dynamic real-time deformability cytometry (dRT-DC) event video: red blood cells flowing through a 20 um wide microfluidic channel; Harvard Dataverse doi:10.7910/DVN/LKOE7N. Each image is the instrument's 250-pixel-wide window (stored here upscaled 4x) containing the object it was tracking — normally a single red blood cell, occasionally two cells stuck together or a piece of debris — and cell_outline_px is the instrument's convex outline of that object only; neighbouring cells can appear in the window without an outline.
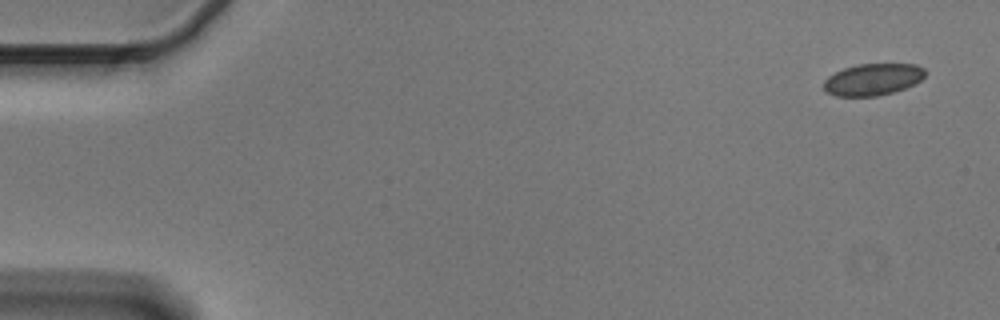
{"species": "Egyptian fruit bat (a non-hibernating species)", "species_latin": "Rousettus aegyptiacus", "temperature_condition": "cold", "stored_images_in_passage": 5, "camera_frame_rate_fps": 3000, "um_per_image_px": 0.085, "animal": {"sex": "male"}, "frame": {"image": 1, "passage_image": 1, "time_ms": 0.0, "image_size_px": [1000, 320], "cell_outline_px": [[924, 76], [920, 80], [904, 88], [892, 92], [876, 96], [836, 96], [828, 92], [824, 88], [824, 80], [828, 76], [844, 68], [856, 64], [916, 64], [924, 68]], "centroid_in_image_um": [74.17, 6.74], "position_along_channel_um": 10.8, "area_um2": 18.55}}
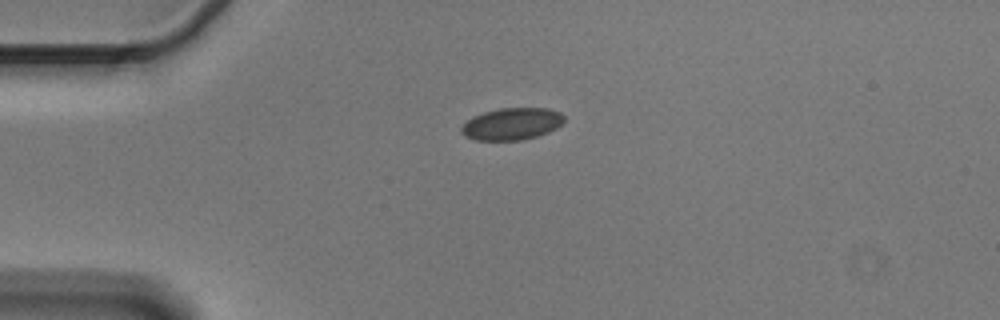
{"frame": {"image": 2, "passage_image": 4, "time_ms": 1.0, "image_size_px": [1000, 320], "cell_outline_px": [[564, 120], [556, 128], [548, 132], [524, 140], [476, 140], [464, 136], [460, 132], [460, 128], [472, 116], [484, 112], [500, 108], [548, 108], [560, 112], [564, 116]], "centroid_in_image_um": [43.49, 10.53], "position_along_channel_um": 41.5, "area_um2": 19.19}}